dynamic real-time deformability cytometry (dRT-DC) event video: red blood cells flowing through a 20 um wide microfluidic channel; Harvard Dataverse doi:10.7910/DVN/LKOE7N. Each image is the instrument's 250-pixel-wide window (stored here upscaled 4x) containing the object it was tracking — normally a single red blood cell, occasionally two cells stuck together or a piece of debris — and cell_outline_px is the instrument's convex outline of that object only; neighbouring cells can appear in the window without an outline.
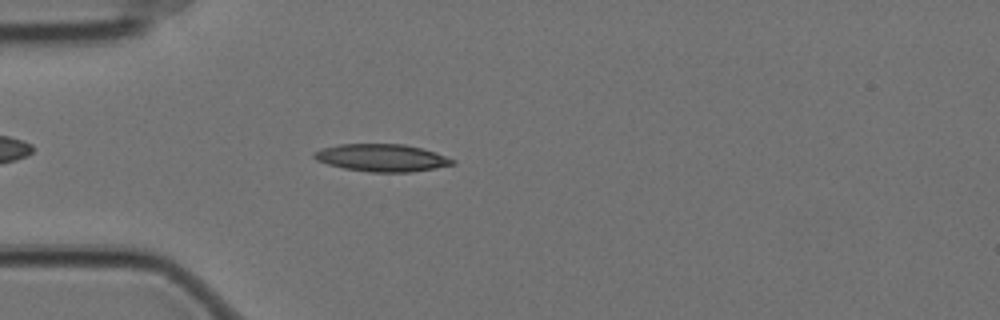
{"species": "Egyptian fruit bat (a non-hibernating species)", "species_latin": "Rousettus aegyptiacus", "temperature_condition": "cold", "stored_images_in_passage": 49, "camera_frame_rate_fps": 3000, "um_per_image_px": 0.085, "animal": {"sex": "female"}, "frame": {"image": 1, "passage_image": 7, "time_ms": 2.0, "image_size_px": [1000, 320], "cell_outline_px": [[456, 164], [436, 168], [412, 172], [368, 172], [344, 168], [328, 164], [316, 160], [312, 156], [312, 152], [324, 148], [340, 144], [404, 144], [436, 152], [456, 160]], "centroid_in_image_um": [32.48, 13.42], "position_along_channel_um": 52.5, "area_um2": 22.2}}
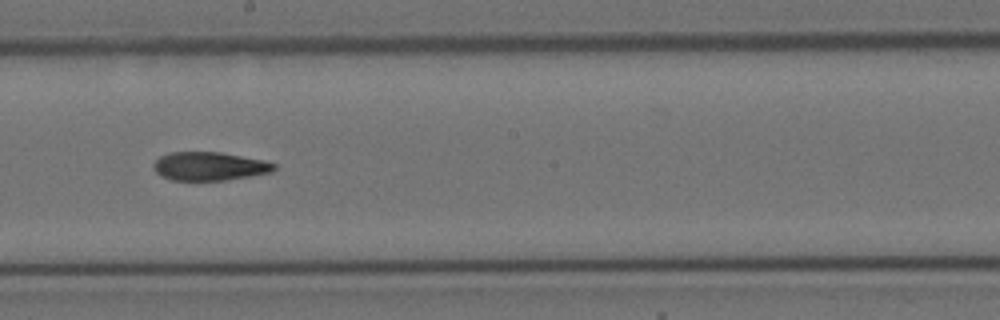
{"frame": {"image": 2, "passage_image": 23, "time_ms": 7.333, "image_size_px": [1000, 320], "cell_outline_px": [[276, 168], [272, 172], [252, 176], [224, 180], [172, 180], [160, 176], [152, 168], [152, 164], [160, 156], [168, 152], [220, 152], [264, 160], [276, 164]], "centroid_in_image_um": [17.78, 14.13], "position_along_channel_um": 230.4, "area_um2": 20.17}}
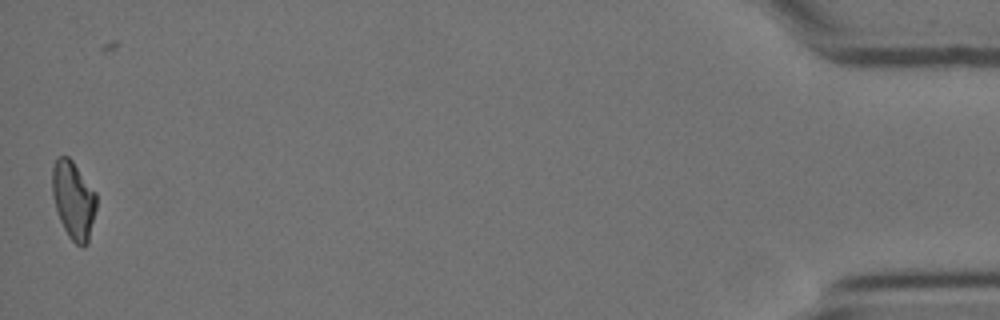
{"frame": {"image": 3, "passage_image": 48, "time_ms": 15.667, "image_size_px": [1000, 320], "cell_outline_px": [[96, 208], [88, 244], [84, 248], [80, 248], [68, 236], [60, 220], [52, 196], [52, 168], [56, 160], [60, 156], [68, 156], [72, 160], [96, 192]], "centroid_in_image_um": [6.25, 17.03], "position_along_channel_um": 428.9, "area_um2": 20.11}, "authors_computed_cell_mechanics": {"area_um2": 20.6346, "velocity_mm_per_s": 3.494, "shape_relaxation_time_tau1_ms": null, "shape_relaxation_time_tau2_ms": 4.8036, "deformation_change_tau1": null, "deformation_change_tau2": 0.1271}}